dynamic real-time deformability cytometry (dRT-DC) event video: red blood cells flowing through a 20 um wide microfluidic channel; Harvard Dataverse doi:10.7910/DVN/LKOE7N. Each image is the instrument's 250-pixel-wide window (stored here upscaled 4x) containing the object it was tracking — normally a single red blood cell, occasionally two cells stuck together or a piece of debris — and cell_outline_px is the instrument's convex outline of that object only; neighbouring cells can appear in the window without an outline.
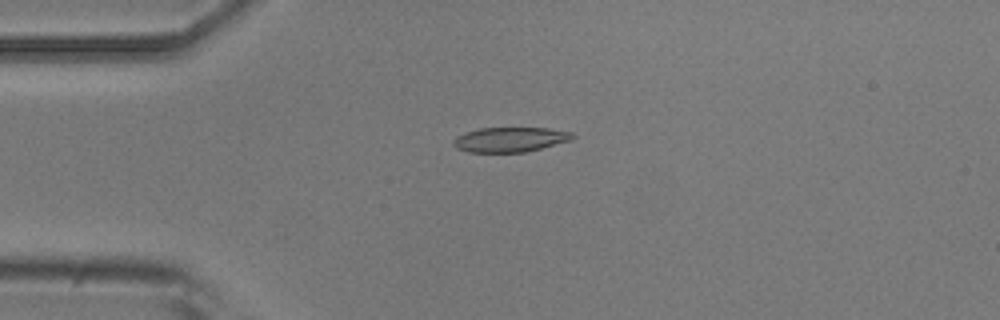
{"species": "common noctule bat (a hibernating species)", "species_latin": "Nyctalus noctula", "temperature_condition": "room temperature", "stored_images_in_passage": 8, "camera_frame_rate_fps": 3000, "um_per_image_px": 0.085, "animal": {"sex": "male", "body_mass_g": 20.5, "forearm_length_mm": 52.5}, "frame": {"image": 1, "passage_image": 1, "time_ms": 0.0, "image_size_px": [1000, 320], "cell_outline_px": [[576, 136], [572, 140], [524, 152], [468, 152], [456, 148], [452, 144], [452, 140], [456, 136], [480, 128], [548, 128], [572, 132]], "centroid_in_image_um": [43.36, 11.86], "position_along_channel_um": 41.6, "area_um2": 17.17}}
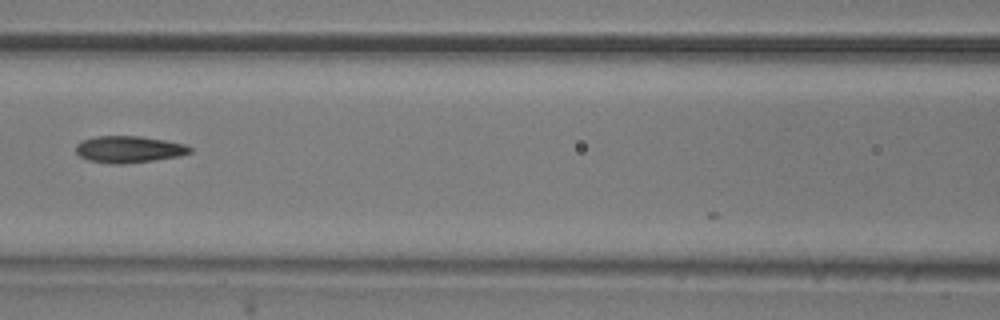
{"frame": {"image": 2, "passage_image": 4, "time_ms": 3.667, "image_size_px": [1000, 320], "cell_outline_px": [[192, 152], [180, 156], [156, 160], [124, 164], [116, 164], [88, 160], [80, 156], [76, 152], [76, 144], [84, 140], [96, 136], [140, 136], [164, 140], [184, 144], [192, 148]], "centroid_in_image_um": [10.97, 12.7], "position_along_channel_um": 155.6, "area_um2": 17.74}}
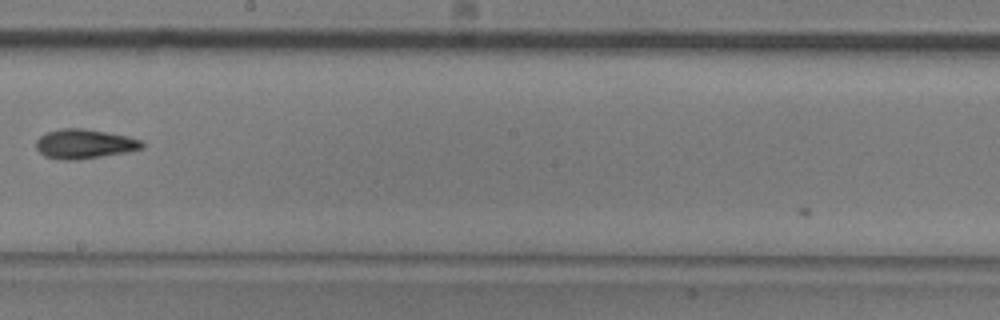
{"frame": {"image": 3, "passage_image": 6, "time_ms": 6.0, "image_size_px": [1000, 320], "cell_outline_px": [[144, 148], [128, 152], [76, 160], [56, 160], [44, 156], [36, 148], [36, 140], [40, 136], [48, 132], [64, 128], [80, 128], [128, 136], [144, 140]], "centroid_in_image_um": [7.19, 12.25], "position_along_channel_um": 241.0, "area_um2": 18.26}}